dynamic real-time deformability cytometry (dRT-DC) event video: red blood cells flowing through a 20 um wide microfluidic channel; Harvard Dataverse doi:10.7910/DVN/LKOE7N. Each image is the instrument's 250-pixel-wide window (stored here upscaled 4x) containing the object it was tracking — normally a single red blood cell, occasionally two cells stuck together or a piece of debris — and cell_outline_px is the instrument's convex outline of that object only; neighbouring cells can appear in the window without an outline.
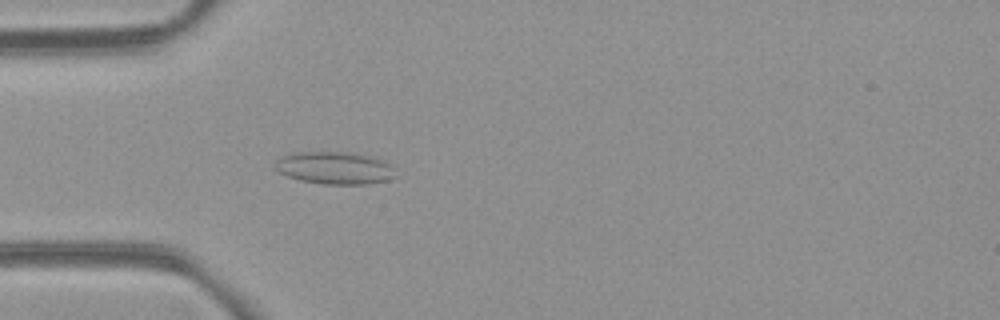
{"species": "common noctule bat (a hibernating species)", "species_latin": "Nyctalus noctula", "temperature_condition": "room temperature", "stored_images_in_passage": 4, "camera_frame_rate_fps": 3000, "um_per_image_px": 0.085, "animal": {"sex": "female", "body_mass_g": 21.9}, "frame": {"image": 1, "passage_image": 4, "time_ms": 3.667, "image_size_px": [1000, 320], "cell_outline_px": [[396, 176], [388, 180], [364, 184], [320, 184], [300, 180], [288, 176], [280, 172], [276, 168], [276, 160], [284, 156], [296, 152], [352, 152], [372, 156], [388, 164]], "centroid_in_image_um": [28.44, 14.27], "position_along_channel_um": 56.6, "area_um2": 22.48}}